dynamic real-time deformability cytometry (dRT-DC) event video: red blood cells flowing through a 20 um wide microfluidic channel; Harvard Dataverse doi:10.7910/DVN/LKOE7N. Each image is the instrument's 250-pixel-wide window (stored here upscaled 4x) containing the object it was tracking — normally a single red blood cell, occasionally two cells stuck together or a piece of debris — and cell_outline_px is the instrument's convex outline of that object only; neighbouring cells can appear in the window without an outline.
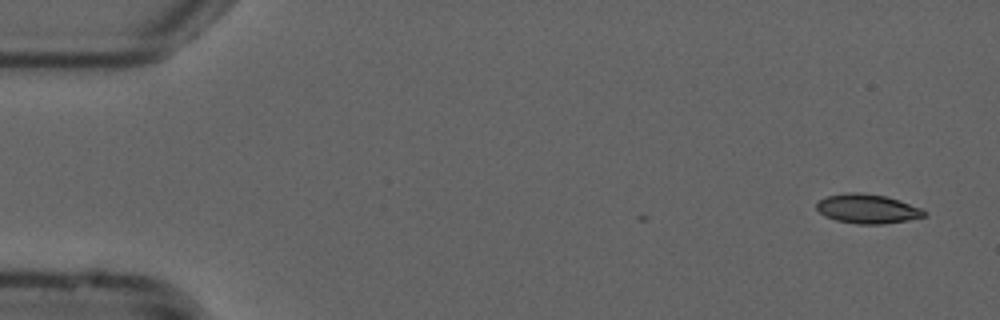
{"species": "common noctule bat (a hibernating species)", "species_latin": "Nyctalus noctula", "temperature_condition": "cold", "stored_images_in_passage": 3, "camera_frame_rate_fps": 3000, "um_per_image_px": 0.085, "animal": {"sex": "male", "forearm_length_mm": 52.5}, "frame": {"image": 1, "passage_image": 3, "time_ms": 0.667, "image_size_px": [1000, 320], "cell_outline_px": [[928, 216], [908, 220], [880, 224], [856, 224], [836, 220], [824, 216], [816, 208], [816, 204], [820, 200], [828, 196], [848, 192], [860, 192], [884, 196], [920, 208], [928, 212]], "centroid_in_image_um": [73.73, 17.76], "position_along_channel_um": 11.3, "area_um2": 18.21}}